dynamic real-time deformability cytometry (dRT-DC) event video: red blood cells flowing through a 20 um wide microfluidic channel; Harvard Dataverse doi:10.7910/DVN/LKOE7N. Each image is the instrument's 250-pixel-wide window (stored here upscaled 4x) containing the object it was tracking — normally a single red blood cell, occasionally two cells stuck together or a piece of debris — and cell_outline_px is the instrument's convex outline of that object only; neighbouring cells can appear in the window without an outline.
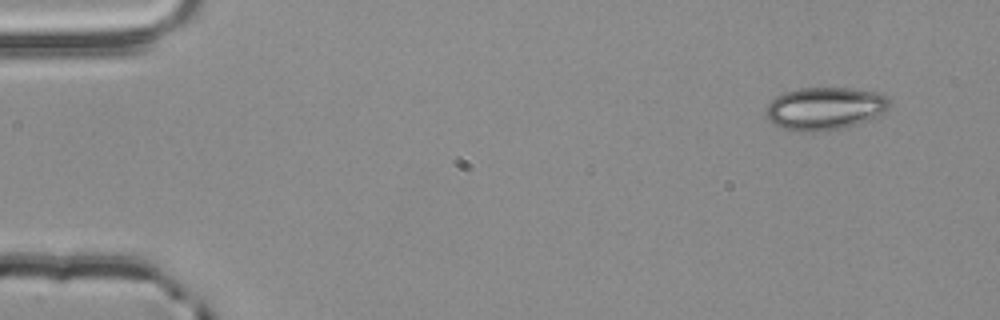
{"species": "common noctule bat (a hibernating species)", "species_latin": "Nyctalus noctula", "temperature_condition": "room temperature", "stored_images_in_passage": 3, "camera_frame_rate_fps": 3000, "um_per_image_px": 0.085, "animal": {"sex": "male", "body_mass_g": 20.4}, "frame": {"image": 1, "passage_image": 1, "time_ms": 0.0, "image_size_px": [1000, 320], "cell_outline_px": [[888, 108], [884, 112], [868, 120], [840, 128], [824, 132], [804, 132], [784, 128], [768, 120], [764, 112], [768, 104], [776, 96], [784, 92], [800, 88], [852, 88], [876, 92], [888, 96]], "centroid_in_image_um": [70.09, 9.22], "position_along_channel_um": 14.9, "area_um2": 30.69}}